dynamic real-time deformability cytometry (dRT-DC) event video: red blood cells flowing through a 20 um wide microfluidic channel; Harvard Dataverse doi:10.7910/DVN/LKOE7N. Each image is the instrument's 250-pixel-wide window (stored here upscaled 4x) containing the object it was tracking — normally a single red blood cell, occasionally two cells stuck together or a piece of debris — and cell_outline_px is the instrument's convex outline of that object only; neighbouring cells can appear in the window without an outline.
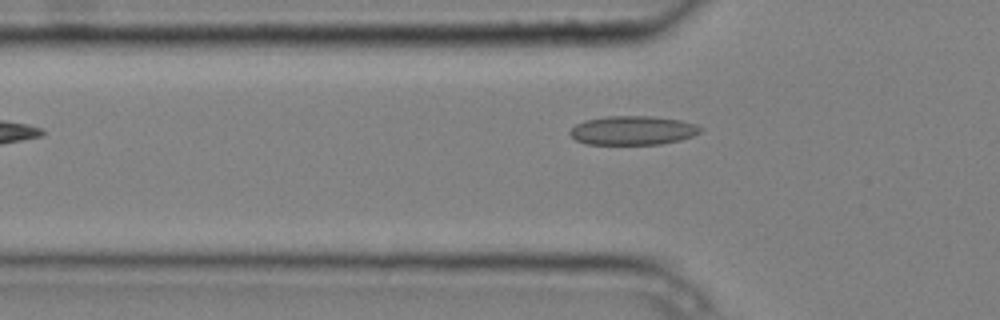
{"species": "common noctule bat (a hibernating species)", "species_latin": "Nyctalus noctula", "temperature_condition": "cold", "stored_images_in_passage": 5, "camera_frame_rate_fps": 3000, "um_per_image_px": 0.085, "animal": {"sex": "male", "body_mass_g": 20.4}, "frame": {"image": 1, "passage_image": 5, "time_ms": 1.333, "image_size_px": [1000, 320], "cell_outline_px": [[704, 128], [700, 132], [692, 136], [680, 140], [660, 144], [584, 144], [576, 140], [568, 132], [576, 124], [584, 120], [608, 116], [652, 116], [680, 120], [696, 124]], "centroid_in_image_um": [53.79, 11.08], "position_along_channel_um": 72.0, "area_um2": 22.08}}